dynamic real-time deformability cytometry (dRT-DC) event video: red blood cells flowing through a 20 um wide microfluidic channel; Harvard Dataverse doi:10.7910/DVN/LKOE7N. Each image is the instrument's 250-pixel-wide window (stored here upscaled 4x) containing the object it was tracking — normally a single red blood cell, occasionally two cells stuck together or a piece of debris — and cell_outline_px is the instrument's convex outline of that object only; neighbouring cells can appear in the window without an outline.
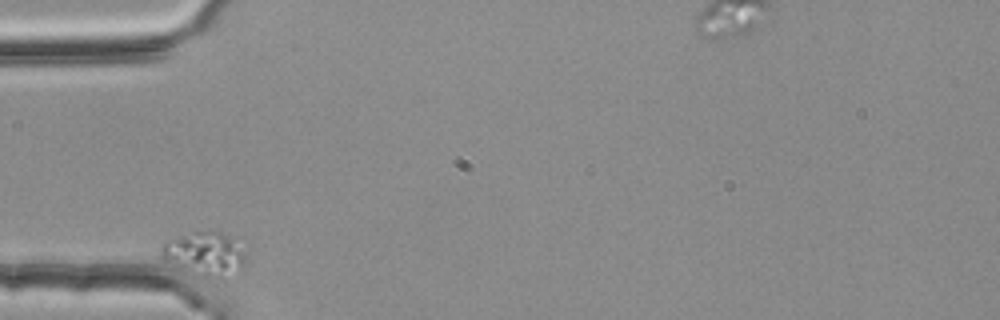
{"species": "common noctule bat (a hibernating species)", "species_latin": "Nyctalus noctula", "temperature_condition": "room temperature", "stored_images_in_passage": 34, "camera_frame_rate_fps": 3000, "um_per_image_px": 0.085, "animal": {"sex": "female", "body_mass_g": 25.1}, "frame": {"image": 1, "passage_image": 1, "time_ms": 0.0, "image_size_px": [1000, 320], "cell_outline_px": [[248, 260], [244, 264], [220, 276], [204, 280], [192, 276], [176, 268], [164, 260], [160, 256], [160, 248], [164, 244], [176, 236], [208, 228], [216, 228], [236, 240], [240, 244]], "centroid_in_image_um": [17.34, 21.54], "position_along_channel_um": 67.7, "area_um2": 22.31}}
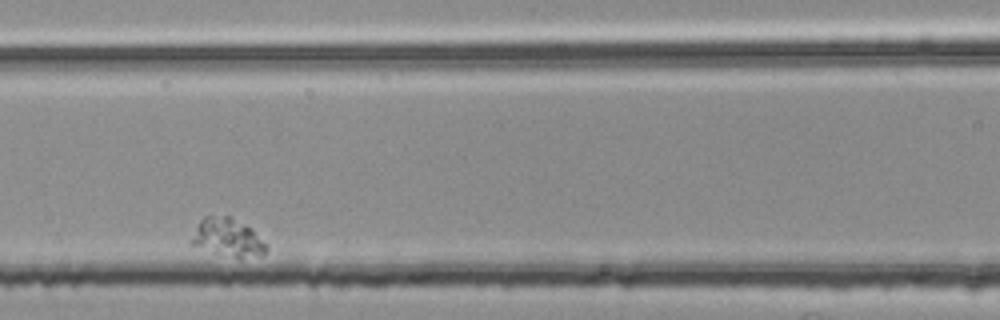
{"frame": {"image": 2, "passage_image": 10, "time_ms": 3.0, "image_size_px": [1000, 320], "cell_outline_px": [[268, 248], [260, 256], [232, 256], [216, 252], [188, 244], [188, 240], [200, 220], [204, 216], [228, 216], [244, 224], [268, 244]], "centroid_in_image_um": [19.3, 20.17], "position_along_channel_um": 147.3, "area_um2": 16.18}}
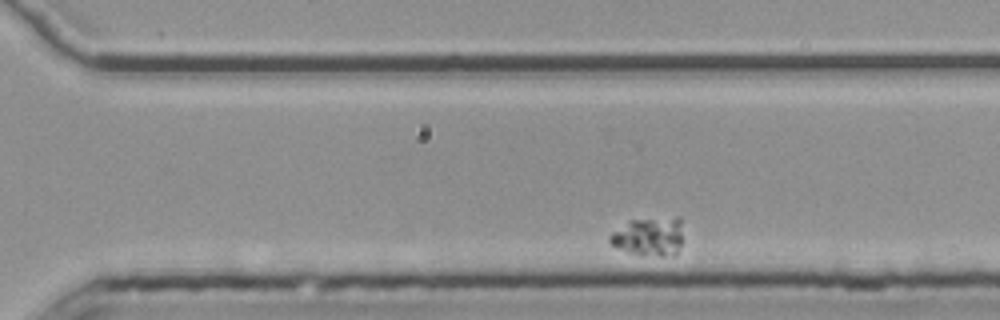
{"frame": {"image": 3, "passage_image": 28, "time_ms": 9.0, "image_size_px": [1000, 320], "cell_outline_px": [[680, 244], [676, 252], [672, 256], [628, 252], [612, 244], [608, 240], [608, 236], [612, 232], [628, 220], [676, 216], [680, 216]], "centroid_in_image_um": [55.14, 20.05], "position_along_channel_um": 315.5, "area_um2": 16.18}}